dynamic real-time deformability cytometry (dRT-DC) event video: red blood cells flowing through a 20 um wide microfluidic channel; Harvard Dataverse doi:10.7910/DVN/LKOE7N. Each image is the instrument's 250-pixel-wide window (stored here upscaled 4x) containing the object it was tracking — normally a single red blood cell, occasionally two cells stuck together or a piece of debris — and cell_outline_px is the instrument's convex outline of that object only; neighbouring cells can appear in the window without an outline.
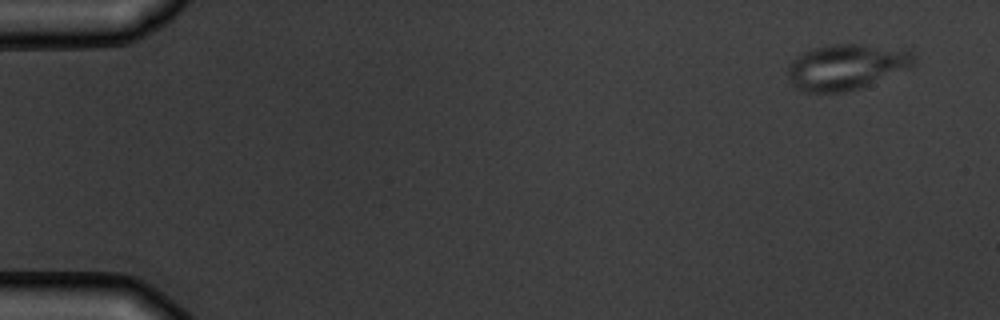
{"species": "common noctule bat (a hibernating species)", "species_latin": "Nyctalus noctula", "temperature_condition": "warm", "stored_images_in_passage": 6, "segment_of_instrument_passage": [1, 2], "camera_frame_rate_fps": 3000, "um_per_image_px": 0.085, "animal": {"sex": "male", "body_mass_g": 19.5, "forearm_length_mm": 54.6}, "frame": {"image": 1, "passage_image": 1, "time_ms": 0.0, "image_size_px": [1000, 320], "cell_outline_px": [[916, 64], [908, 68], [860, 88], [844, 92], [804, 92], [796, 88], [792, 84], [788, 76], [788, 64], [796, 56], [812, 48], [832, 44], [860, 44], [908, 48], [916, 56]], "centroid_in_image_um": [71.97, 5.66], "position_along_channel_um": 13.0, "area_um2": 33.87}}